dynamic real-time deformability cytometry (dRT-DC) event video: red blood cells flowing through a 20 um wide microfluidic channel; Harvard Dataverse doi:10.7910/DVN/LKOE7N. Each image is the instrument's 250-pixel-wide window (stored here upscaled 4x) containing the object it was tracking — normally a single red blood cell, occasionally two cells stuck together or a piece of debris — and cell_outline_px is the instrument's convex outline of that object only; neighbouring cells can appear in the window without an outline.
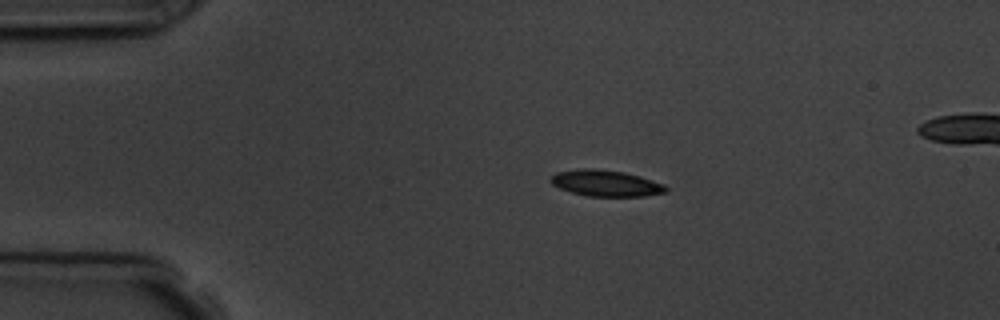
{"species": "common noctule bat (a hibernating species)", "species_latin": "Nyctalus noctula", "temperature_condition": "room temperature", "stored_images_in_passage": 6, "camera_frame_rate_fps": 3000, "um_per_image_px": 0.085, "animal": {"sex": "male", "body_mass_g": 19.5, "forearm_length_mm": 54.6}, "frame": {"image": 1, "passage_image": 3, "time_ms": 2.333, "image_size_px": [1000, 320], "cell_outline_px": [[668, 192], [644, 196], [588, 196], [572, 192], [560, 188], [552, 184], [548, 180], [556, 172], [576, 168], [596, 168], [624, 172], [640, 176], [664, 184], [668, 188]], "centroid_in_image_um": [51.49, 15.56], "position_along_channel_um": 33.5, "area_um2": 17.74}}